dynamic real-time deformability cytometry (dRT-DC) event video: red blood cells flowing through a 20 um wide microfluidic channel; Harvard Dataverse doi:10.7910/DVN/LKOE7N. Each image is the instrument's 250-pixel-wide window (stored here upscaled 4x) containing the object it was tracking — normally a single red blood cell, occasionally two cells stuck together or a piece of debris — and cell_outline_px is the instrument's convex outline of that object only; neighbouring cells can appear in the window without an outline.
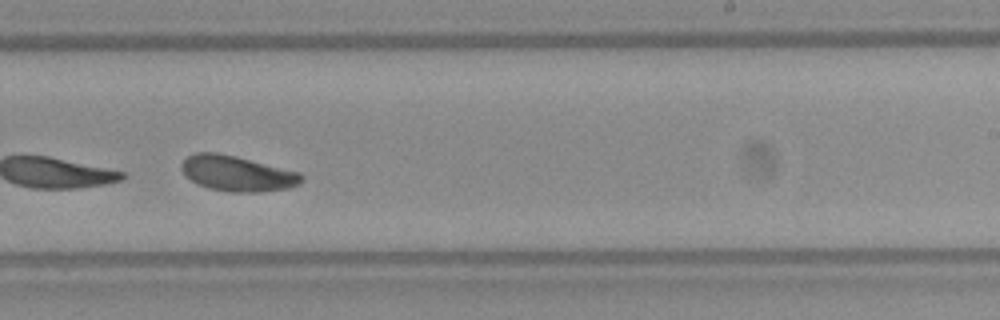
{"species": "Egyptian fruit bat (a non-hibernating species)", "species_latin": "Rousettus aegyptiacus", "temperature_condition": "warm", "stored_images_in_passage": 36, "camera_frame_rate_fps": 3000, "um_per_image_px": 0.085, "frame": {"image": 1, "passage_image": 31, "time_ms": 10.0, "image_size_px": [1000, 320], "cell_outline_px": [[304, 180], [300, 184], [288, 188], [260, 192], [228, 192], [208, 188], [196, 184], [180, 168], [180, 164], [188, 156], [196, 152], [216, 152], [236, 156], [300, 172], [304, 176]], "centroid_in_image_um": [20.18, 14.75], "position_along_channel_um": 268.8, "area_um2": 24.91}}